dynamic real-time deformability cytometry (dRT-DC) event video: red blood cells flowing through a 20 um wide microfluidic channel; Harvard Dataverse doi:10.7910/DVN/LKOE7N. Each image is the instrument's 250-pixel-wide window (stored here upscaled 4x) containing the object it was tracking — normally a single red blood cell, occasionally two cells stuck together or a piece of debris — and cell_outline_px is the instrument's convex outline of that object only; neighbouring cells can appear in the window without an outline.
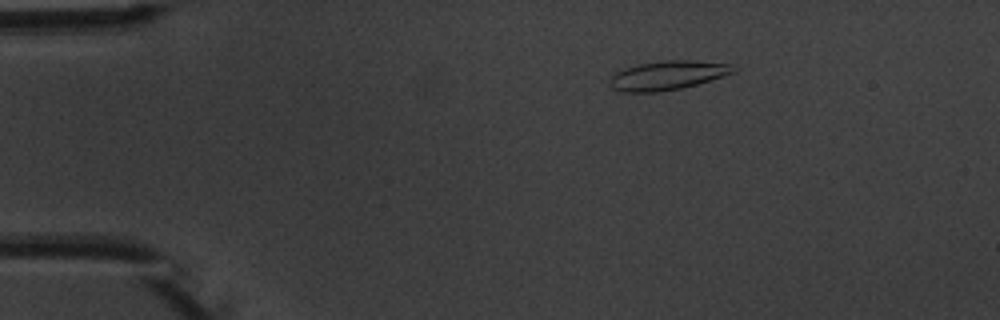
{"species": "common noctule bat (a hibernating species)", "species_latin": "Nyctalus noctula", "temperature_condition": "warm", "stored_images_in_passage": 4, "camera_frame_rate_fps": 3000, "um_per_image_px": 0.085, "animal": {"sex": "male", "body_mass_g": 20.1, "forearm_length_mm": 53.5}, "frame": {"image": 1, "passage_image": 3, "time_ms": 2.333, "image_size_px": [1000, 320], "cell_outline_px": [[736, 72], [724, 76], [696, 84], [680, 88], [660, 92], [620, 92], [612, 88], [608, 84], [612, 76], [616, 72], [636, 64], [664, 60], [692, 60], [732, 64], [736, 68]], "centroid_in_image_um": [56.74, 6.4], "position_along_channel_um": 28.3, "area_um2": 21.04}}